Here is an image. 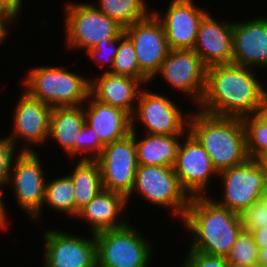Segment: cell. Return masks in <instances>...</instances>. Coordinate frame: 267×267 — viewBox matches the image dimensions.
Here are the masks:
<instances>
[{"mask_svg": "<svg viewBox=\"0 0 267 267\" xmlns=\"http://www.w3.org/2000/svg\"><path fill=\"white\" fill-rule=\"evenodd\" d=\"M68 174L75 189V217L102 189L101 168L97 160H78Z\"/></svg>", "mask_w": 267, "mask_h": 267, "instance_id": "obj_25", "label": "cell"}, {"mask_svg": "<svg viewBox=\"0 0 267 267\" xmlns=\"http://www.w3.org/2000/svg\"><path fill=\"white\" fill-rule=\"evenodd\" d=\"M20 96L13 111V133L6 137L16 148L21 147L19 152H36L34 145L48 142L52 107L31 97L24 90Z\"/></svg>", "mask_w": 267, "mask_h": 267, "instance_id": "obj_15", "label": "cell"}, {"mask_svg": "<svg viewBox=\"0 0 267 267\" xmlns=\"http://www.w3.org/2000/svg\"><path fill=\"white\" fill-rule=\"evenodd\" d=\"M172 98L165 94L141 89L136 108L131 116V129H136L137 123L144 125L143 132L158 135H186L189 132V118ZM138 121V122H137ZM136 124V125H135Z\"/></svg>", "mask_w": 267, "mask_h": 267, "instance_id": "obj_8", "label": "cell"}, {"mask_svg": "<svg viewBox=\"0 0 267 267\" xmlns=\"http://www.w3.org/2000/svg\"><path fill=\"white\" fill-rule=\"evenodd\" d=\"M217 177L223 184L222 194L217 200V197H210L217 204L239 215L250 205L260 201L267 186L265 173L250 158L240 165L223 170Z\"/></svg>", "mask_w": 267, "mask_h": 267, "instance_id": "obj_10", "label": "cell"}, {"mask_svg": "<svg viewBox=\"0 0 267 267\" xmlns=\"http://www.w3.org/2000/svg\"><path fill=\"white\" fill-rule=\"evenodd\" d=\"M258 251L252 234L242 230L227 257L229 267H258Z\"/></svg>", "mask_w": 267, "mask_h": 267, "instance_id": "obj_28", "label": "cell"}, {"mask_svg": "<svg viewBox=\"0 0 267 267\" xmlns=\"http://www.w3.org/2000/svg\"><path fill=\"white\" fill-rule=\"evenodd\" d=\"M91 3H65L63 13L67 49L87 52L103 40L115 37L123 29Z\"/></svg>", "mask_w": 267, "mask_h": 267, "instance_id": "obj_7", "label": "cell"}, {"mask_svg": "<svg viewBox=\"0 0 267 267\" xmlns=\"http://www.w3.org/2000/svg\"><path fill=\"white\" fill-rule=\"evenodd\" d=\"M125 36L124 28L113 38L105 39L100 42L96 47L87 51V55H89V59L94 61V63L98 64L101 68L102 73L111 72L113 68L114 57L116 56L119 43L121 39ZM107 66L109 69L105 68L103 71V66Z\"/></svg>", "mask_w": 267, "mask_h": 267, "instance_id": "obj_31", "label": "cell"}, {"mask_svg": "<svg viewBox=\"0 0 267 267\" xmlns=\"http://www.w3.org/2000/svg\"><path fill=\"white\" fill-rule=\"evenodd\" d=\"M254 161L261 168V170L265 173L267 179V151L259 154Z\"/></svg>", "mask_w": 267, "mask_h": 267, "instance_id": "obj_41", "label": "cell"}, {"mask_svg": "<svg viewBox=\"0 0 267 267\" xmlns=\"http://www.w3.org/2000/svg\"><path fill=\"white\" fill-rule=\"evenodd\" d=\"M260 202H261L262 205L265 206L266 209H267V186H266L264 192H263L262 195H261Z\"/></svg>", "mask_w": 267, "mask_h": 267, "instance_id": "obj_44", "label": "cell"}, {"mask_svg": "<svg viewBox=\"0 0 267 267\" xmlns=\"http://www.w3.org/2000/svg\"><path fill=\"white\" fill-rule=\"evenodd\" d=\"M38 153L20 152L16 155L6 184L12 186L19 209L32 220H42L47 176Z\"/></svg>", "mask_w": 267, "mask_h": 267, "instance_id": "obj_9", "label": "cell"}, {"mask_svg": "<svg viewBox=\"0 0 267 267\" xmlns=\"http://www.w3.org/2000/svg\"><path fill=\"white\" fill-rule=\"evenodd\" d=\"M258 250V267H267V248Z\"/></svg>", "mask_w": 267, "mask_h": 267, "instance_id": "obj_43", "label": "cell"}, {"mask_svg": "<svg viewBox=\"0 0 267 267\" xmlns=\"http://www.w3.org/2000/svg\"><path fill=\"white\" fill-rule=\"evenodd\" d=\"M95 2L92 4L98 10L123 28L146 19L152 13L146 0H97Z\"/></svg>", "mask_w": 267, "mask_h": 267, "instance_id": "obj_26", "label": "cell"}, {"mask_svg": "<svg viewBox=\"0 0 267 267\" xmlns=\"http://www.w3.org/2000/svg\"><path fill=\"white\" fill-rule=\"evenodd\" d=\"M180 267H229L227 258L209 256L196 251H187Z\"/></svg>", "mask_w": 267, "mask_h": 267, "instance_id": "obj_35", "label": "cell"}, {"mask_svg": "<svg viewBox=\"0 0 267 267\" xmlns=\"http://www.w3.org/2000/svg\"><path fill=\"white\" fill-rule=\"evenodd\" d=\"M163 14L152 9L162 23L169 49H193L198 28L208 10L197 7L194 0H171Z\"/></svg>", "mask_w": 267, "mask_h": 267, "instance_id": "obj_17", "label": "cell"}, {"mask_svg": "<svg viewBox=\"0 0 267 267\" xmlns=\"http://www.w3.org/2000/svg\"><path fill=\"white\" fill-rule=\"evenodd\" d=\"M97 161L101 168L103 189L127 197L133 189L138 167L134 131L105 145Z\"/></svg>", "mask_w": 267, "mask_h": 267, "instance_id": "obj_14", "label": "cell"}, {"mask_svg": "<svg viewBox=\"0 0 267 267\" xmlns=\"http://www.w3.org/2000/svg\"><path fill=\"white\" fill-rule=\"evenodd\" d=\"M0 18H19V15L4 1L0 0Z\"/></svg>", "mask_w": 267, "mask_h": 267, "instance_id": "obj_39", "label": "cell"}, {"mask_svg": "<svg viewBox=\"0 0 267 267\" xmlns=\"http://www.w3.org/2000/svg\"><path fill=\"white\" fill-rule=\"evenodd\" d=\"M103 148L99 135L85 123L80 129L78 142H75V157L80 155L79 160H97Z\"/></svg>", "mask_w": 267, "mask_h": 267, "instance_id": "obj_32", "label": "cell"}, {"mask_svg": "<svg viewBox=\"0 0 267 267\" xmlns=\"http://www.w3.org/2000/svg\"><path fill=\"white\" fill-rule=\"evenodd\" d=\"M45 206L57 213L66 214L75 218V189L71 178L65 176L46 180L45 197L42 210Z\"/></svg>", "mask_w": 267, "mask_h": 267, "instance_id": "obj_27", "label": "cell"}, {"mask_svg": "<svg viewBox=\"0 0 267 267\" xmlns=\"http://www.w3.org/2000/svg\"><path fill=\"white\" fill-rule=\"evenodd\" d=\"M241 119L245 130L248 158L255 159L267 151V125L256 114Z\"/></svg>", "mask_w": 267, "mask_h": 267, "instance_id": "obj_29", "label": "cell"}, {"mask_svg": "<svg viewBox=\"0 0 267 267\" xmlns=\"http://www.w3.org/2000/svg\"><path fill=\"white\" fill-rule=\"evenodd\" d=\"M157 76L162 77L172 89L188 95L194 106L197 107L201 102L205 91L207 67L193 49L169 50L150 82L156 80Z\"/></svg>", "mask_w": 267, "mask_h": 267, "instance_id": "obj_11", "label": "cell"}, {"mask_svg": "<svg viewBox=\"0 0 267 267\" xmlns=\"http://www.w3.org/2000/svg\"><path fill=\"white\" fill-rule=\"evenodd\" d=\"M233 21V63L267 69V17Z\"/></svg>", "mask_w": 267, "mask_h": 267, "instance_id": "obj_19", "label": "cell"}, {"mask_svg": "<svg viewBox=\"0 0 267 267\" xmlns=\"http://www.w3.org/2000/svg\"><path fill=\"white\" fill-rule=\"evenodd\" d=\"M145 85L139 80L109 72L90 79V95L97 101L133 115L138 95Z\"/></svg>", "mask_w": 267, "mask_h": 267, "instance_id": "obj_20", "label": "cell"}, {"mask_svg": "<svg viewBox=\"0 0 267 267\" xmlns=\"http://www.w3.org/2000/svg\"><path fill=\"white\" fill-rule=\"evenodd\" d=\"M256 115L267 125V96L262 100Z\"/></svg>", "mask_w": 267, "mask_h": 267, "instance_id": "obj_40", "label": "cell"}, {"mask_svg": "<svg viewBox=\"0 0 267 267\" xmlns=\"http://www.w3.org/2000/svg\"><path fill=\"white\" fill-rule=\"evenodd\" d=\"M54 229L48 228L42 235L43 267H97L93 233H90L91 238H87L86 235Z\"/></svg>", "mask_w": 267, "mask_h": 267, "instance_id": "obj_12", "label": "cell"}, {"mask_svg": "<svg viewBox=\"0 0 267 267\" xmlns=\"http://www.w3.org/2000/svg\"><path fill=\"white\" fill-rule=\"evenodd\" d=\"M240 219L245 231L261 228L267 225V209L260 201L256 202L240 214Z\"/></svg>", "mask_w": 267, "mask_h": 267, "instance_id": "obj_33", "label": "cell"}, {"mask_svg": "<svg viewBox=\"0 0 267 267\" xmlns=\"http://www.w3.org/2000/svg\"><path fill=\"white\" fill-rule=\"evenodd\" d=\"M69 70L65 66H35L21 84L31 97L52 108L83 105L90 95L91 78Z\"/></svg>", "mask_w": 267, "mask_h": 267, "instance_id": "obj_4", "label": "cell"}, {"mask_svg": "<svg viewBox=\"0 0 267 267\" xmlns=\"http://www.w3.org/2000/svg\"><path fill=\"white\" fill-rule=\"evenodd\" d=\"M183 139L185 140L180 142L173 170L190 197L207 196L209 183L213 177L217 178L218 173L208 153L190 132Z\"/></svg>", "mask_w": 267, "mask_h": 267, "instance_id": "obj_16", "label": "cell"}, {"mask_svg": "<svg viewBox=\"0 0 267 267\" xmlns=\"http://www.w3.org/2000/svg\"><path fill=\"white\" fill-rule=\"evenodd\" d=\"M17 149L7 137L0 138V185L8 182L14 155L20 153Z\"/></svg>", "mask_w": 267, "mask_h": 267, "instance_id": "obj_34", "label": "cell"}, {"mask_svg": "<svg viewBox=\"0 0 267 267\" xmlns=\"http://www.w3.org/2000/svg\"><path fill=\"white\" fill-rule=\"evenodd\" d=\"M137 192L145 202L167 208L173 216L182 221L191 197L182 188L173 167L138 165L131 193L126 197L127 204Z\"/></svg>", "mask_w": 267, "mask_h": 267, "instance_id": "obj_6", "label": "cell"}, {"mask_svg": "<svg viewBox=\"0 0 267 267\" xmlns=\"http://www.w3.org/2000/svg\"><path fill=\"white\" fill-rule=\"evenodd\" d=\"M6 186V185H0V230H7V229H9L8 227L11 225V224H9V218H8V216H7V211H6V209L7 208H5V204H4V200H3V194H4V190H3V188Z\"/></svg>", "mask_w": 267, "mask_h": 267, "instance_id": "obj_37", "label": "cell"}, {"mask_svg": "<svg viewBox=\"0 0 267 267\" xmlns=\"http://www.w3.org/2000/svg\"><path fill=\"white\" fill-rule=\"evenodd\" d=\"M110 73L125 75L140 80V68L137 62L135 48L126 35L119 43V49L114 57L113 68Z\"/></svg>", "mask_w": 267, "mask_h": 267, "instance_id": "obj_30", "label": "cell"}, {"mask_svg": "<svg viewBox=\"0 0 267 267\" xmlns=\"http://www.w3.org/2000/svg\"><path fill=\"white\" fill-rule=\"evenodd\" d=\"M196 109L190 114L189 132L208 153L217 173L249 159L241 118L216 116Z\"/></svg>", "mask_w": 267, "mask_h": 267, "instance_id": "obj_3", "label": "cell"}, {"mask_svg": "<svg viewBox=\"0 0 267 267\" xmlns=\"http://www.w3.org/2000/svg\"><path fill=\"white\" fill-rule=\"evenodd\" d=\"M85 124L84 106H68L52 108L49 124L48 140L56 141L59 148L75 158V142H78L79 132Z\"/></svg>", "mask_w": 267, "mask_h": 267, "instance_id": "obj_24", "label": "cell"}, {"mask_svg": "<svg viewBox=\"0 0 267 267\" xmlns=\"http://www.w3.org/2000/svg\"><path fill=\"white\" fill-rule=\"evenodd\" d=\"M214 18L209 12L203 16L193 47L207 68L233 63V21Z\"/></svg>", "mask_w": 267, "mask_h": 267, "instance_id": "obj_18", "label": "cell"}, {"mask_svg": "<svg viewBox=\"0 0 267 267\" xmlns=\"http://www.w3.org/2000/svg\"><path fill=\"white\" fill-rule=\"evenodd\" d=\"M16 20L17 18H0V45L7 41L8 34H10V24L15 25Z\"/></svg>", "mask_w": 267, "mask_h": 267, "instance_id": "obj_38", "label": "cell"}, {"mask_svg": "<svg viewBox=\"0 0 267 267\" xmlns=\"http://www.w3.org/2000/svg\"><path fill=\"white\" fill-rule=\"evenodd\" d=\"M124 31L135 48L140 81L147 86L170 50L163 25L151 13L146 19L125 27Z\"/></svg>", "mask_w": 267, "mask_h": 267, "instance_id": "obj_13", "label": "cell"}, {"mask_svg": "<svg viewBox=\"0 0 267 267\" xmlns=\"http://www.w3.org/2000/svg\"><path fill=\"white\" fill-rule=\"evenodd\" d=\"M258 249L267 248V225L261 228H254L250 231Z\"/></svg>", "mask_w": 267, "mask_h": 267, "instance_id": "obj_36", "label": "cell"}, {"mask_svg": "<svg viewBox=\"0 0 267 267\" xmlns=\"http://www.w3.org/2000/svg\"><path fill=\"white\" fill-rule=\"evenodd\" d=\"M127 206V199L123 194L102 189L75 218L89 223L90 232L95 234L125 226L128 223L127 214H124Z\"/></svg>", "mask_w": 267, "mask_h": 267, "instance_id": "obj_21", "label": "cell"}, {"mask_svg": "<svg viewBox=\"0 0 267 267\" xmlns=\"http://www.w3.org/2000/svg\"><path fill=\"white\" fill-rule=\"evenodd\" d=\"M252 70L234 63L207 68L205 91L197 108L216 116L243 118L256 114L267 89Z\"/></svg>", "mask_w": 267, "mask_h": 267, "instance_id": "obj_1", "label": "cell"}, {"mask_svg": "<svg viewBox=\"0 0 267 267\" xmlns=\"http://www.w3.org/2000/svg\"><path fill=\"white\" fill-rule=\"evenodd\" d=\"M4 1L7 5H9L19 16L22 12V0H2ZM20 13V14H19Z\"/></svg>", "mask_w": 267, "mask_h": 267, "instance_id": "obj_42", "label": "cell"}, {"mask_svg": "<svg viewBox=\"0 0 267 267\" xmlns=\"http://www.w3.org/2000/svg\"><path fill=\"white\" fill-rule=\"evenodd\" d=\"M181 222L192 237L188 250L224 258L243 230L240 215L208 195L191 197Z\"/></svg>", "mask_w": 267, "mask_h": 267, "instance_id": "obj_2", "label": "cell"}, {"mask_svg": "<svg viewBox=\"0 0 267 267\" xmlns=\"http://www.w3.org/2000/svg\"><path fill=\"white\" fill-rule=\"evenodd\" d=\"M83 106L85 123L99 135L104 146L131 133V116L124 110L101 103L91 95Z\"/></svg>", "mask_w": 267, "mask_h": 267, "instance_id": "obj_22", "label": "cell"}, {"mask_svg": "<svg viewBox=\"0 0 267 267\" xmlns=\"http://www.w3.org/2000/svg\"><path fill=\"white\" fill-rule=\"evenodd\" d=\"M128 222L125 226L97 232V267H149L154 246L152 240ZM151 241V242H150Z\"/></svg>", "mask_w": 267, "mask_h": 267, "instance_id": "obj_5", "label": "cell"}, {"mask_svg": "<svg viewBox=\"0 0 267 267\" xmlns=\"http://www.w3.org/2000/svg\"><path fill=\"white\" fill-rule=\"evenodd\" d=\"M134 131V140L138 165H155L173 167L181 138L185 135H158L142 133L143 137H138L139 132ZM138 139V140H137Z\"/></svg>", "mask_w": 267, "mask_h": 267, "instance_id": "obj_23", "label": "cell"}]
</instances>
